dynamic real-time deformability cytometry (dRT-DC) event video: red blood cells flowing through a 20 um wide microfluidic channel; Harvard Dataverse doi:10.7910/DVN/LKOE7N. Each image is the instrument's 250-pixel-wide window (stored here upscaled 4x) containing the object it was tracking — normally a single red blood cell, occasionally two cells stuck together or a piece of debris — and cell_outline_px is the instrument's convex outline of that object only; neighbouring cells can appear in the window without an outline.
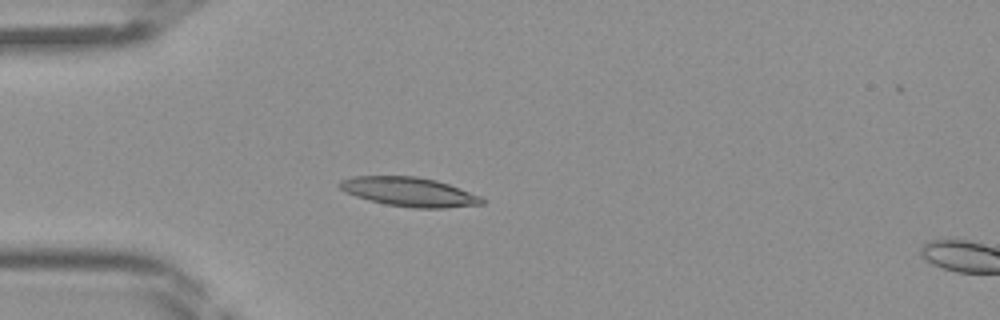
{"species": "Egyptian fruit bat (a non-hibernating species)", "species_latin": "Rousettus aegyptiacus", "temperature_condition": "room temperature", "stored_images_in_passage": 15, "camera_frame_rate_fps": 3000, "um_per_image_px": 0.085, "frame": {"image": 1, "passage_image": 13, "time_ms": 4.0, "image_size_px": [1000, 320], "cell_outline_px": [[488, 200], [484, 204], [444, 208], [412, 208], [384, 204], [368, 200], [344, 192], [336, 184], [340, 180], [352, 176], [416, 176], [436, 180], [460, 188], [480, 196]], "centroid_in_image_um": [34.77, 16.31], "position_along_channel_um": 50.2, "area_um2": 24.45}}